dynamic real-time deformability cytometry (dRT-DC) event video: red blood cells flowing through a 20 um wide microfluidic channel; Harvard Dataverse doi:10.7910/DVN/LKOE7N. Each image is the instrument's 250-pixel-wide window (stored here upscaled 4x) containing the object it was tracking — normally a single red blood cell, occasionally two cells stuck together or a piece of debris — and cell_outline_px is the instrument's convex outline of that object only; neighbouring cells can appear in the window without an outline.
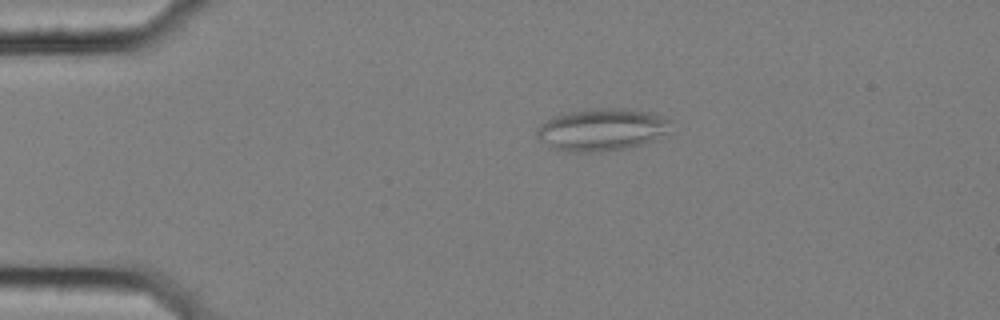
{"species": "common noctule bat (a hibernating species)", "species_latin": "Nyctalus noctula", "temperature_condition": "cold", "stored_images_in_passage": 47, "segment_of_instrument_passage": [1, 2], "camera_frame_rate_fps": 3000, "um_per_image_px": 0.085, "animal": {"sex": "female", "body_mass_g": 25.1}, "frame": {"image": 1, "passage_image": 1, "time_ms": 0.0, "image_size_px": [1000, 320], "cell_outline_px": [[672, 120], [668, 132], [644, 144], [624, 148], [600, 152], [564, 152], [552, 148], [536, 136], [536, 128], [540, 124], [552, 116], [568, 112], [596, 108], [624, 108], [652, 112], [664, 116]], "centroid_in_image_um": [51.15, 11.01], "position_along_channel_um": 33.9, "area_um2": 33.35}}